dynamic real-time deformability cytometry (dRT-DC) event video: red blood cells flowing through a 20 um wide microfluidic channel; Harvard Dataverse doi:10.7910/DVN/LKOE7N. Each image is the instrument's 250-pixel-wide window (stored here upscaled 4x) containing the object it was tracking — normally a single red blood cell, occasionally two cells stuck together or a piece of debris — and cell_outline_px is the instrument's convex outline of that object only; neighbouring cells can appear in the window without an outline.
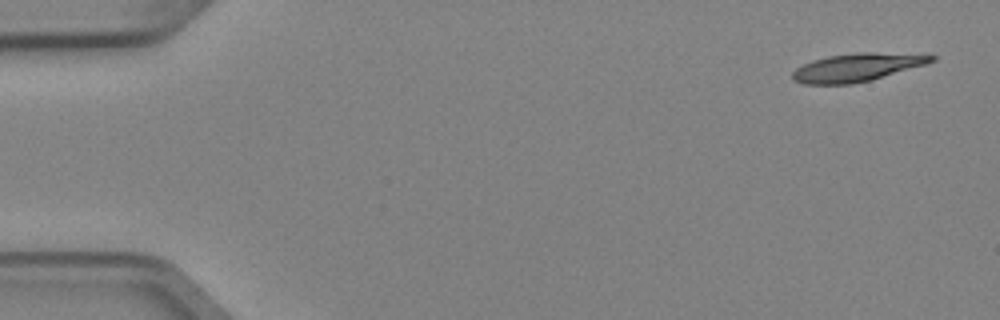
{"species": "Egyptian fruit bat (a non-hibernating species)", "species_latin": "Rousettus aegyptiacus", "temperature_condition": "cold", "stored_images_in_passage": 5, "camera_frame_rate_fps": 3000, "um_per_image_px": 0.085, "animal": {"sex": "female"}, "frame": {"image": 1, "passage_image": 1, "time_ms": 0.0, "image_size_px": [1000, 320], "cell_outline_px": [[936, 60], [928, 64], [872, 80], [852, 84], [804, 84], [792, 80], [792, 72], [796, 68], [812, 60], [828, 56], [856, 52], [872, 52], [936, 56]], "centroid_in_image_um": [72.83, 5.74], "position_along_channel_um": 12.2, "area_um2": 22.77}}
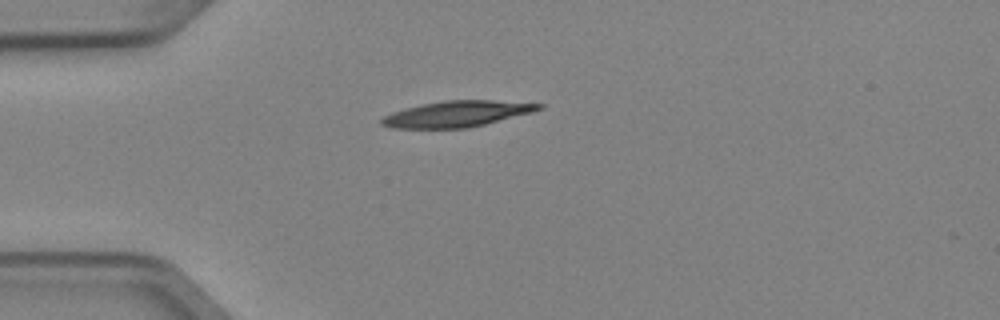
{"frame": {"image": 2, "passage_image": 4, "time_ms": 1.0, "image_size_px": [1000, 320], "cell_outline_px": [[544, 108], [532, 112], [468, 128], [392, 128], [380, 124], [380, 120], [384, 116], [392, 112], [404, 108], [444, 100], [492, 100], [544, 104]], "centroid_in_image_um": [38.82, 9.68], "position_along_channel_um": 46.2, "area_um2": 23.64}}